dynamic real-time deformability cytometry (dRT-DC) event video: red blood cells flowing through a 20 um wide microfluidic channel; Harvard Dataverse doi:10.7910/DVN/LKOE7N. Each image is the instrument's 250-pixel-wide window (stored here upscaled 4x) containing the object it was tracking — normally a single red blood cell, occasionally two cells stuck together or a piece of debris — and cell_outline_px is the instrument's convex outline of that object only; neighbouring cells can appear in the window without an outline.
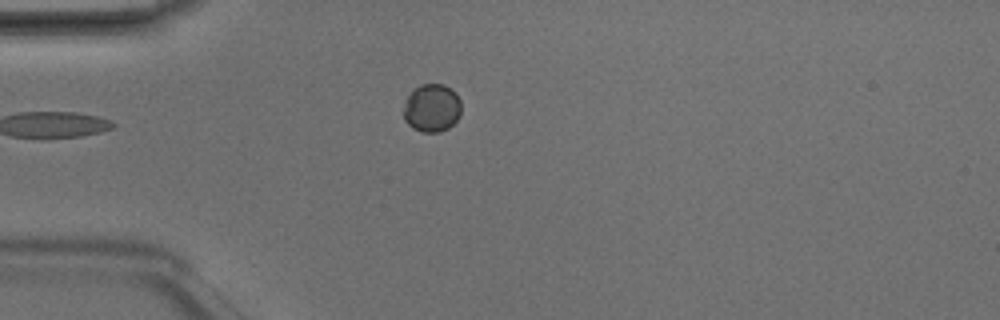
{"species": "Egyptian fruit bat (a non-hibernating species)", "species_latin": "Rousettus aegyptiacus", "temperature_condition": "room temperature", "stored_images_in_passage": 1, "camera_frame_rate_fps": 3000, "um_per_image_px": 0.085, "animal": {"sex": "male"}, "frame": {"image": 1, "passage_image": 1, "time_ms": 0.0, "image_size_px": [1000, 320], "cell_outline_px": [[460, 116], [448, 128], [440, 132], [424, 132], [412, 128], [404, 120], [404, 100], [412, 88], [420, 84], [444, 84], [460, 100]], "centroid_in_image_um": [36.66, 9.17], "position_along_channel_um": 48.3, "area_um2": 16.18}}